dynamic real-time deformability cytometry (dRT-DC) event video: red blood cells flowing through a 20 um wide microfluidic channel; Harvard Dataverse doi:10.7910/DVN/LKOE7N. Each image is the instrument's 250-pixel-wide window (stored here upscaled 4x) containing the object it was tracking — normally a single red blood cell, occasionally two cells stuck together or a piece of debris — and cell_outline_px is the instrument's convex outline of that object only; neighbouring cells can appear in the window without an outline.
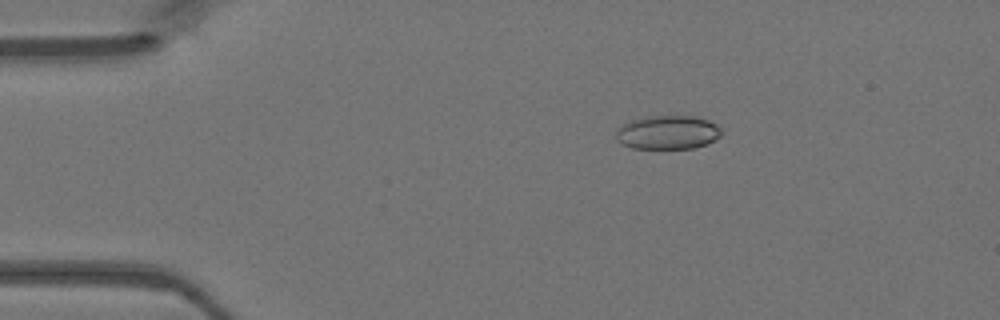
{"species": "Egyptian fruit bat (a non-hibernating species)", "species_latin": "Rousettus aegyptiacus", "temperature_condition": "warm", "stored_images_in_passage": 40, "camera_frame_rate_fps": 3000, "um_per_image_px": 0.085, "animal": {"sex": "female"}, "frame": {"image": 1, "passage_image": 9, "time_ms": 2.667, "image_size_px": [1000, 320], "cell_outline_px": [[724, 132], [716, 140], [708, 144], [692, 148], [632, 148], [616, 140], [616, 128], [628, 120], [648, 116], [696, 116], [708, 120], [716, 124]], "centroid_in_image_um": [56.76, 11.24], "position_along_channel_um": 28.2, "area_um2": 21.04}}
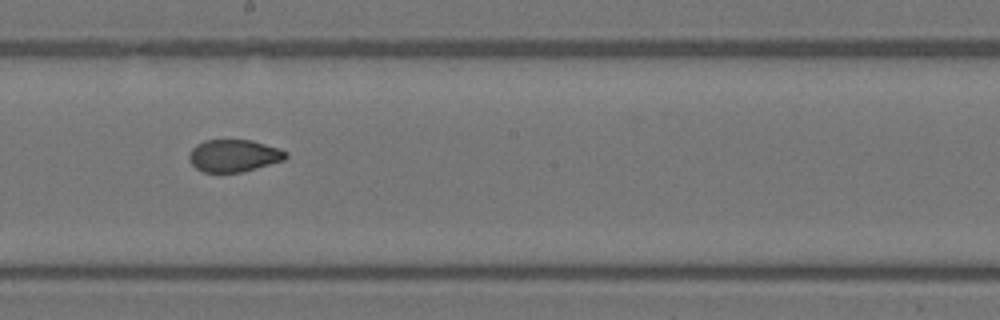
{"frame": {"image": 2, "passage_image": 27, "time_ms": 8.667, "image_size_px": [1000, 320], "cell_outline_px": [[288, 156], [284, 160], [256, 168], [240, 172], [204, 172], [196, 168], [188, 160], [188, 156], [192, 148], [196, 144], [204, 140], [252, 140], [288, 152]], "centroid_in_image_um": [19.84, 13.23], "position_along_channel_um": 228.4, "area_um2": 18.09}}
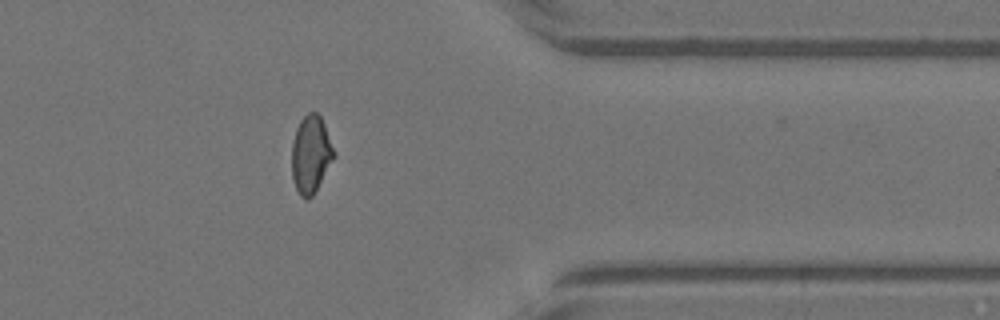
{"frame": {"image": 3, "passage_image": 39, "time_ms": 12.667, "image_size_px": [1000, 320], "cell_outline_px": [[336, 156], [312, 196], [308, 200], [304, 200], [300, 196], [296, 188], [292, 176], [292, 140], [296, 128], [300, 120], [308, 112], [316, 112], [320, 116], [324, 124], [336, 152]], "centroid_in_image_um": [26.42, 13.12], "position_along_channel_um": 385.0, "area_um2": 19.19}}